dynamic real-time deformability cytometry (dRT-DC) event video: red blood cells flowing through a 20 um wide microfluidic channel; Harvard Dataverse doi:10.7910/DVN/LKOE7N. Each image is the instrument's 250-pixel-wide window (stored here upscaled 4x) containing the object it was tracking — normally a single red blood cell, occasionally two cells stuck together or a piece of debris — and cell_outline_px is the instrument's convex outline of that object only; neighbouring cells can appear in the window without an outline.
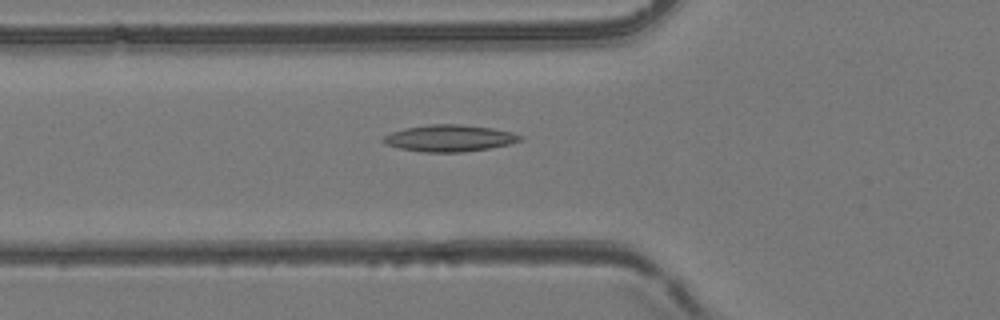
{"species": "common noctule bat (a hibernating species)", "species_latin": "Nyctalus noctula", "temperature_condition": "room temperature", "stored_images_in_passage": 5, "camera_frame_rate_fps": 3000, "um_per_image_px": 0.085, "animal": {"sex": "female", "body_mass_g": 24.6, "forearm_length_mm": 56.2}, "frame": {"image": 1, "passage_image": 5, "time_ms": 1.333, "image_size_px": [1000, 320], "cell_outline_px": [[524, 136], [520, 140], [508, 144], [488, 148], [460, 152], [424, 152], [400, 148], [384, 144], [380, 140], [384, 136], [392, 132], [404, 128], [428, 124], [460, 124], [492, 128], [512, 132]], "centroid_in_image_um": [38.16, 11.74], "position_along_channel_um": 87.6, "area_um2": 21.21}}